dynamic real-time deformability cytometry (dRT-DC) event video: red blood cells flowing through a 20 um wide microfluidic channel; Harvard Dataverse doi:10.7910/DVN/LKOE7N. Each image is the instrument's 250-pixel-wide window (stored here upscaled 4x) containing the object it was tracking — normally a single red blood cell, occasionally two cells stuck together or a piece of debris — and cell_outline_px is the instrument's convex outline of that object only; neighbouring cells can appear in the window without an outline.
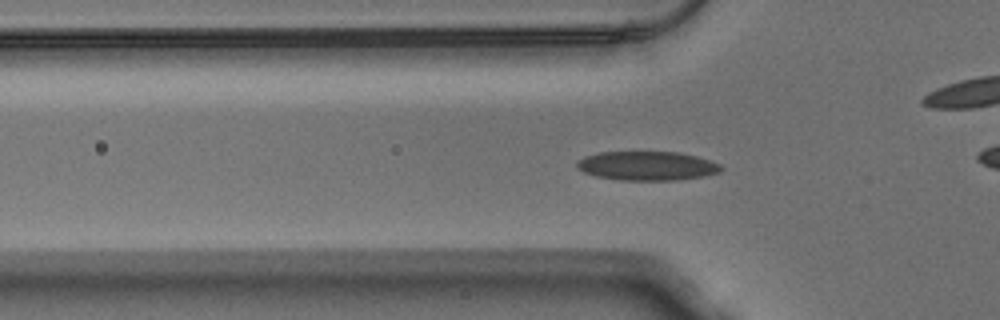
{"species": "Egyptian fruit bat (a non-hibernating species)", "species_latin": "Rousettus aegyptiacus", "temperature_condition": "warm", "stored_images_in_passage": 45, "camera_frame_rate_fps": 3000, "um_per_image_px": 0.085, "animal": {"sex": "male"}, "frame": {"image": 1, "passage_image": 8, "time_ms": 2.333, "image_size_px": [1000, 320], "cell_outline_px": [[724, 168], [720, 172], [704, 176], [680, 180], [620, 180], [596, 176], [584, 172], [576, 168], [576, 164], [584, 156], [600, 152], [680, 152], [696, 156], [720, 164]], "centroid_in_image_um": [55.02, 14.1], "position_along_channel_um": 70.8, "area_um2": 24.45}}
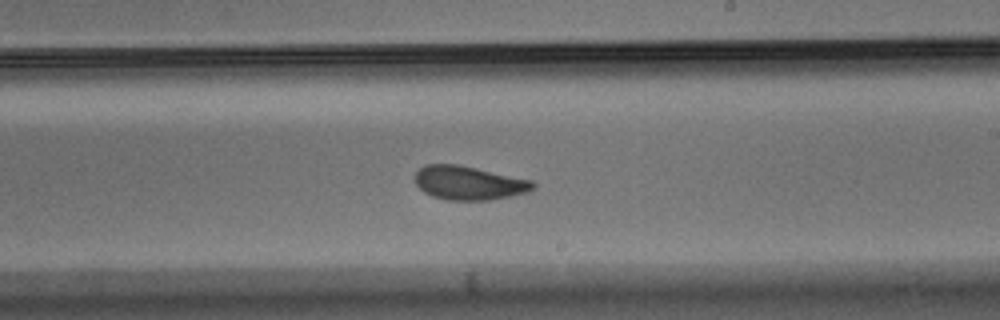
{"frame": {"image": 2, "passage_image": 22, "time_ms": 7.0, "image_size_px": [1000, 320], "cell_outline_px": [[536, 188], [528, 192], [488, 200], [448, 200], [432, 196], [424, 192], [416, 184], [416, 172], [424, 164], [456, 164], [476, 168], [532, 180], [536, 184]], "centroid_in_image_um": [39.86, 15.55], "position_along_channel_um": 249.1, "area_um2": 23.12}}
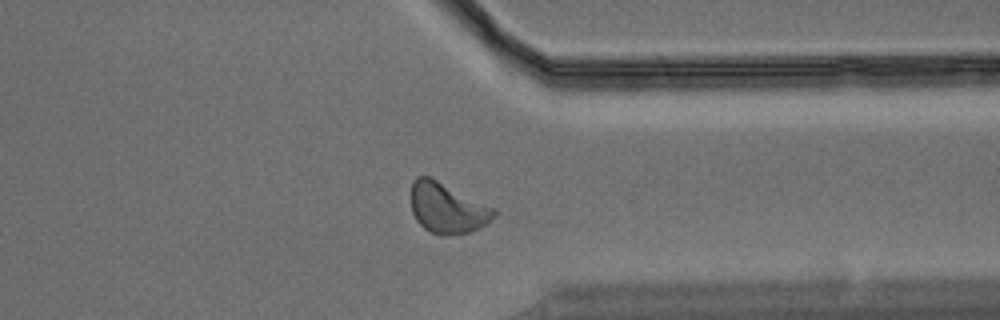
{"frame": {"image": 3, "passage_image": 32, "time_ms": 10.333, "image_size_px": [1000, 320], "cell_outline_px": [[496, 216], [480, 228], [468, 232], [448, 236], [432, 232], [424, 228], [416, 220], [412, 212], [412, 180], [416, 176], [428, 176], [496, 208]], "centroid_in_image_um": [38.03, 17.69], "position_along_channel_um": 373.4, "area_um2": 24.22}, "authors_computed_cell_mechanics": {"area_um2": 23.5246, "velocity_mm_per_s": 3.801, "shape_relaxation_time_tau1_ms": 3.7007, "shape_relaxation_time_tau2_ms": 1.3777, "deformation_change_tau1": 0.1267, "deformation_change_tau2": 0.0886}}